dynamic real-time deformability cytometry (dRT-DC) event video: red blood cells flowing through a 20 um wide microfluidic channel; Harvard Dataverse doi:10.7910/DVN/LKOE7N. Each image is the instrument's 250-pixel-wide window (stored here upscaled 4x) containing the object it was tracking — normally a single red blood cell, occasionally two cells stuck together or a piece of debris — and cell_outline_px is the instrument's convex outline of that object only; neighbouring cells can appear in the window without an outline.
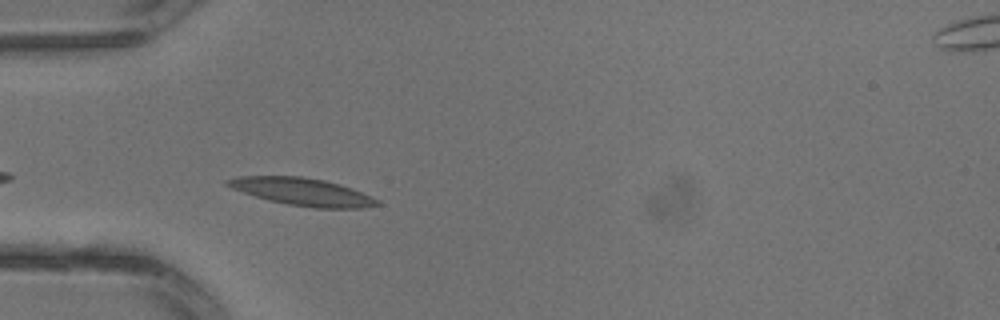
{"species": "common noctule bat (a hibernating species)", "species_latin": "Nyctalus noctula", "temperature_condition": "warm", "stored_images_in_passage": 3, "camera_frame_rate_fps": 3000, "um_per_image_px": 0.085, "animal": {"sex": "male", "body_mass_g": 13.3}, "frame": {"image": 1, "passage_image": 2, "time_ms": 0.333, "image_size_px": [1000, 320], "cell_outline_px": [[380, 204], [364, 208], [316, 208], [288, 204], [256, 196], [232, 188], [224, 184], [224, 180], [240, 176], [300, 176], [324, 180], [352, 188], [372, 196], [380, 200]], "centroid_in_image_um": [25.74, 16.29], "position_along_channel_um": 59.3, "area_um2": 23.76}}